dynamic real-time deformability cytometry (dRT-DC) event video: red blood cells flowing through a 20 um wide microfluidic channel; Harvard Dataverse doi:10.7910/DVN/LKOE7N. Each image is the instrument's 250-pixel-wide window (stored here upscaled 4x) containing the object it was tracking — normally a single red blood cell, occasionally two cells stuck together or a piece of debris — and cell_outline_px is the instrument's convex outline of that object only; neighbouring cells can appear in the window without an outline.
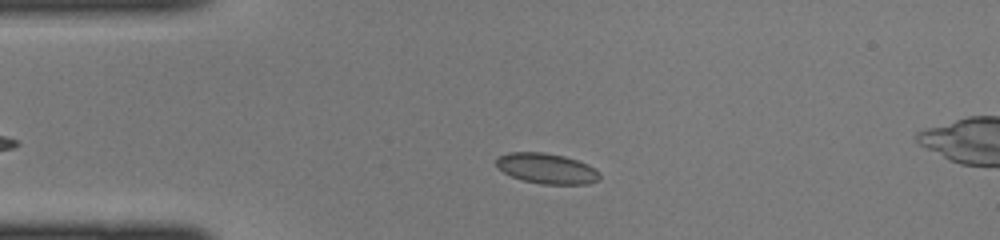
{"species": "common noctule bat (a hibernating species)", "species_latin": "Nyctalus noctula", "temperature_condition": "cold", "stored_images_in_passage": 37, "camera_frame_rate_fps": 3000, "um_per_image_px": 0.085, "animal": {"sex": "female", "body_mass_g": 22.0, "forearm_length_mm": 56.7}, "frame": {"image": 1, "passage_image": 7, "time_ms": 2.0, "image_size_px": [1000, 240], "cell_outline_px": [[600, 180], [588, 184], [544, 184], [524, 180], [512, 176], [504, 172], [496, 164], [496, 160], [500, 156], [508, 152], [544, 152], [564, 156], [588, 164], [596, 168], [600, 172]], "centroid_in_image_um": [46.53, 14.32], "position_along_channel_um": 38.5, "area_um2": 18.26}}
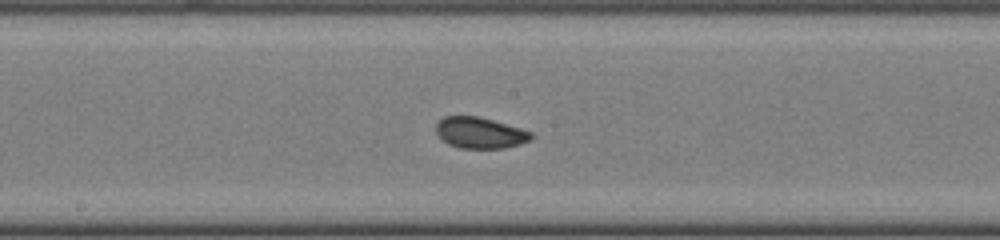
{"frame": {"image": 2, "passage_image": 20, "time_ms": 6.333, "image_size_px": [1000, 240], "cell_outline_px": [[532, 136], [528, 140], [520, 144], [504, 148], [460, 148], [448, 144], [436, 132], [436, 124], [444, 116], [480, 116], [520, 128], [532, 132]], "centroid_in_image_um": [40.78, 11.28], "position_along_channel_um": 207.4, "area_um2": 17.11}}
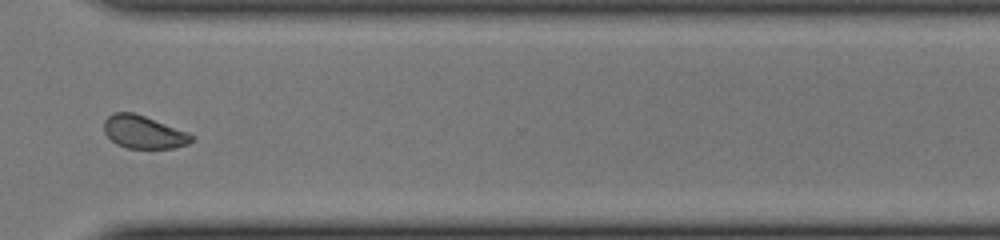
{"frame": {"image": 3, "passage_image": 30, "time_ms": 9.667, "image_size_px": [1000, 240], "cell_outline_px": [[196, 140], [188, 144], [172, 148], [128, 148], [116, 144], [104, 132], [104, 120], [112, 112], [132, 112], [144, 116], [188, 132], [196, 136]], "centroid_in_image_um": [12.23, 11.23], "position_along_channel_um": 358.4, "area_um2": 16.82}}